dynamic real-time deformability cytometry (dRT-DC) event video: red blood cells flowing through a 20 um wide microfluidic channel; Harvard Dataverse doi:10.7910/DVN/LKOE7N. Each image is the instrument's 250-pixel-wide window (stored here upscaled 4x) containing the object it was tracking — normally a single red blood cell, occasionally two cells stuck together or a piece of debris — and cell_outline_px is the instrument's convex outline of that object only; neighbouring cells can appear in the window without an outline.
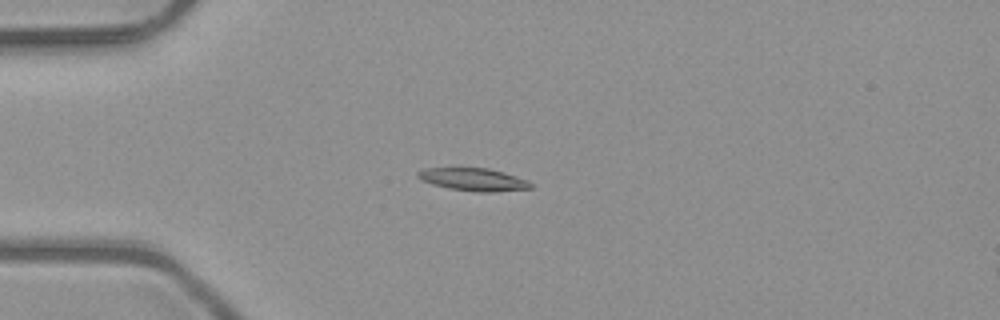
{"species": "common noctule bat (a hibernating species)", "species_latin": "Nyctalus noctula", "temperature_condition": "room temperature", "stored_images_in_passage": 3, "camera_frame_rate_fps": 3000, "um_per_image_px": 0.085, "animal": {"sex": "male", "body_mass_g": 23.1, "forearm_length_mm": 52.7}, "frame": {"image": 1, "passage_image": 3, "time_ms": 0.667, "image_size_px": [1000, 320], "cell_outline_px": [[532, 188], [496, 192], [476, 192], [448, 188], [432, 184], [420, 180], [416, 176], [416, 172], [424, 168], [488, 168], [504, 172], [528, 180], [532, 184]], "centroid_in_image_um": [40.23, 15.26], "position_along_channel_um": 44.8, "area_um2": 15.09}}